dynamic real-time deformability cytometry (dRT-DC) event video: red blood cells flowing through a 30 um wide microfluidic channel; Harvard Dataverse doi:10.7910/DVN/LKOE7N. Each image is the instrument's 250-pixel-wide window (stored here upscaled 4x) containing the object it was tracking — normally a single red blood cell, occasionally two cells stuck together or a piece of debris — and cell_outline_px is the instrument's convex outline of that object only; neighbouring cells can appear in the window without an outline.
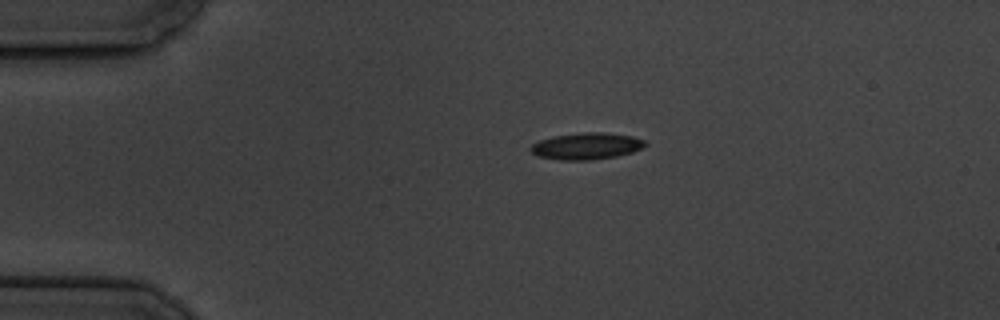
{"species": "common noctule bat (a hibernating species)", "species_latin": "Nyctalus noctula", "temperature_condition": "cold", "stored_images_in_passage": 2, "camera_frame_rate_fps": 3000, "um_per_image_px": 0.085, "animal": {"sex": "male", "body_mass_g": 19.5, "forearm_length_mm": 54.6}, "frame": {"image": 1, "passage_image": 1, "time_ms": 0.0, "image_size_px": [1000, 320], "cell_outline_px": [[648, 144], [632, 152], [616, 156], [592, 160], [560, 160], [540, 156], [532, 152], [528, 148], [532, 144], [540, 140], [556, 136], [584, 132], [604, 132], [632, 136], [644, 140]], "centroid_in_image_um": [49.86, 12.42], "position_along_channel_um": 35.1, "area_um2": 17.63}}